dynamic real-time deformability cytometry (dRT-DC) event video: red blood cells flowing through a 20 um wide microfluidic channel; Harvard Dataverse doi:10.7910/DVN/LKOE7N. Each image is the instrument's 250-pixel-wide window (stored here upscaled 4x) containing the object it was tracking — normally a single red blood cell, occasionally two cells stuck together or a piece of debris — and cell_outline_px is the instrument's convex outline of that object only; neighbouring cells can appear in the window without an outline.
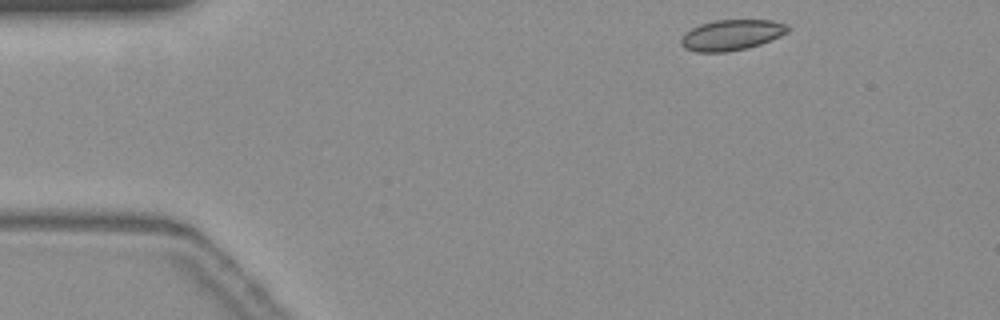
{"species": "common noctule bat (a hibernating species)", "species_latin": "Nyctalus noctula", "temperature_condition": "warm", "stored_images_in_passage": 11, "camera_frame_rate_fps": 3000, "um_per_image_px": 0.085, "animal": {"sex": "female", "body_mass_g": 19.3, "forearm_length_mm": 54.1}, "frame": {"image": 1, "passage_image": 1, "time_ms": 0.0, "image_size_px": [1000, 320], "cell_outline_px": [[788, 32], [780, 36], [760, 44], [748, 48], [728, 52], [696, 52], [684, 48], [680, 44], [680, 40], [684, 32], [700, 24], [712, 20], [772, 20], [788, 24]], "centroid_in_image_um": [62.15, 2.97], "position_along_channel_um": 22.8, "area_um2": 19.25}}